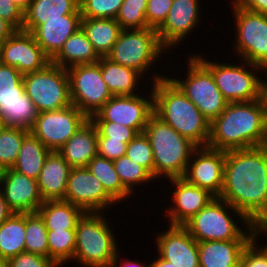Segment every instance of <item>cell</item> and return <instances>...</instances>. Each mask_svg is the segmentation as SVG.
I'll return each mask as SVG.
<instances>
[{"instance_id": "6da1fadb", "label": "cell", "mask_w": 267, "mask_h": 267, "mask_svg": "<svg viewBox=\"0 0 267 267\" xmlns=\"http://www.w3.org/2000/svg\"><path fill=\"white\" fill-rule=\"evenodd\" d=\"M219 198L255 226L267 221V153L261 146L225 152Z\"/></svg>"}, {"instance_id": "7a4b0ae2", "label": "cell", "mask_w": 267, "mask_h": 267, "mask_svg": "<svg viewBox=\"0 0 267 267\" xmlns=\"http://www.w3.org/2000/svg\"><path fill=\"white\" fill-rule=\"evenodd\" d=\"M267 133V108L262 98L229 102L210 123L207 146L221 151L260 147Z\"/></svg>"}, {"instance_id": "3957f363", "label": "cell", "mask_w": 267, "mask_h": 267, "mask_svg": "<svg viewBox=\"0 0 267 267\" xmlns=\"http://www.w3.org/2000/svg\"><path fill=\"white\" fill-rule=\"evenodd\" d=\"M153 72L155 74L151 76L150 87L153 91L154 115L196 147L207 146L210 122L170 79V75Z\"/></svg>"}, {"instance_id": "277c9868", "label": "cell", "mask_w": 267, "mask_h": 267, "mask_svg": "<svg viewBox=\"0 0 267 267\" xmlns=\"http://www.w3.org/2000/svg\"><path fill=\"white\" fill-rule=\"evenodd\" d=\"M234 216H239L237 221ZM238 221L239 223L244 222L241 226L245 227L241 228ZM183 226L198 242L252 240L256 236V226L219 197H215Z\"/></svg>"}, {"instance_id": "5b68a950", "label": "cell", "mask_w": 267, "mask_h": 267, "mask_svg": "<svg viewBox=\"0 0 267 267\" xmlns=\"http://www.w3.org/2000/svg\"><path fill=\"white\" fill-rule=\"evenodd\" d=\"M143 132L152 146L154 178L183 177L196 146L154 114Z\"/></svg>"}, {"instance_id": "8992f818", "label": "cell", "mask_w": 267, "mask_h": 267, "mask_svg": "<svg viewBox=\"0 0 267 267\" xmlns=\"http://www.w3.org/2000/svg\"><path fill=\"white\" fill-rule=\"evenodd\" d=\"M104 212H85L76 226V245L73 262L80 267H109L119 250Z\"/></svg>"}, {"instance_id": "52a82bcc", "label": "cell", "mask_w": 267, "mask_h": 267, "mask_svg": "<svg viewBox=\"0 0 267 267\" xmlns=\"http://www.w3.org/2000/svg\"><path fill=\"white\" fill-rule=\"evenodd\" d=\"M210 71L216 86L229 102H250L261 99L263 68L241 60L240 64L215 62L202 54L195 55ZM260 73V74H259ZM258 74V76H257Z\"/></svg>"}, {"instance_id": "ba28073f", "label": "cell", "mask_w": 267, "mask_h": 267, "mask_svg": "<svg viewBox=\"0 0 267 267\" xmlns=\"http://www.w3.org/2000/svg\"><path fill=\"white\" fill-rule=\"evenodd\" d=\"M154 28L122 29L108 59L138 71L145 79L154 63L167 54Z\"/></svg>"}, {"instance_id": "9c48e42d", "label": "cell", "mask_w": 267, "mask_h": 267, "mask_svg": "<svg viewBox=\"0 0 267 267\" xmlns=\"http://www.w3.org/2000/svg\"><path fill=\"white\" fill-rule=\"evenodd\" d=\"M188 56L189 59L185 63H188L185 71L187 77L183 80L179 77L177 79L176 76L170 79L211 123L224 111L228 101L216 86L211 71L195 56V53Z\"/></svg>"}, {"instance_id": "30bf717a", "label": "cell", "mask_w": 267, "mask_h": 267, "mask_svg": "<svg viewBox=\"0 0 267 267\" xmlns=\"http://www.w3.org/2000/svg\"><path fill=\"white\" fill-rule=\"evenodd\" d=\"M25 93L38 113L58 110L72 104L67 70L53 63L23 75Z\"/></svg>"}, {"instance_id": "8fae6325", "label": "cell", "mask_w": 267, "mask_h": 267, "mask_svg": "<svg viewBox=\"0 0 267 267\" xmlns=\"http://www.w3.org/2000/svg\"><path fill=\"white\" fill-rule=\"evenodd\" d=\"M234 17L233 50L238 58L262 68L267 67V15L231 7Z\"/></svg>"}, {"instance_id": "7c38bea8", "label": "cell", "mask_w": 267, "mask_h": 267, "mask_svg": "<svg viewBox=\"0 0 267 267\" xmlns=\"http://www.w3.org/2000/svg\"><path fill=\"white\" fill-rule=\"evenodd\" d=\"M66 70L71 102L88 118L113 96L103 81L99 62L75 65Z\"/></svg>"}, {"instance_id": "4fadbf2b", "label": "cell", "mask_w": 267, "mask_h": 267, "mask_svg": "<svg viewBox=\"0 0 267 267\" xmlns=\"http://www.w3.org/2000/svg\"><path fill=\"white\" fill-rule=\"evenodd\" d=\"M89 118L71 104L58 110L38 113L30 132L49 150L58 151Z\"/></svg>"}, {"instance_id": "5bb4252c", "label": "cell", "mask_w": 267, "mask_h": 267, "mask_svg": "<svg viewBox=\"0 0 267 267\" xmlns=\"http://www.w3.org/2000/svg\"><path fill=\"white\" fill-rule=\"evenodd\" d=\"M150 95H118L112 96L94 115L91 121H110L125 125L142 133L153 111V91ZM148 98V99H147Z\"/></svg>"}, {"instance_id": "9a60e30c", "label": "cell", "mask_w": 267, "mask_h": 267, "mask_svg": "<svg viewBox=\"0 0 267 267\" xmlns=\"http://www.w3.org/2000/svg\"><path fill=\"white\" fill-rule=\"evenodd\" d=\"M64 201L79 206L85 212L106 213L111 206L118 204L87 167L71 169Z\"/></svg>"}, {"instance_id": "2e32d148", "label": "cell", "mask_w": 267, "mask_h": 267, "mask_svg": "<svg viewBox=\"0 0 267 267\" xmlns=\"http://www.w3.org/2000/svg\"><path fill=\"white\" fill-rule=\"evenodd\" d=\"M200 0H173L165 21L156 29L161 44L171 50L183 43L202 21ZM200 4V5H199ZM201 20V21H200ZM177 46V47H176Z\"/></svg>"}, {"instance_id": "e0dca14e", "label": "cell", "mask_w": 267, "mask_h": 267, "mask_svg": "<svg viewBox=\"0 0 267 267\" xmlns=\"http://www.w3.org/2000/svg\"><path fill=\"white\" fill-rule=\"evenodd\" d=\"M225 151L196 147L182 178L219 197L223 188Z\"/></svg>"}, {"instance_id": "ac0fdd59", "label": "cell", "mask_w": 267, "mask_h": 267, "mask_svg": "<svg viewBox=\"0 0 267 267\" xmlns=\"http://www.w3.org/2000/svg\"><path fill=\"white\" fill-rule=\"evenodd\" d=\"M0 63L15 67L25 75L44 69L51 59L30 32L16 30L2 43Z\"/></svg>"}, {"instance_id": "d6986e66", "label": "cell", "mask_w": 267, "mask_h": 267, "mask_svg": "<svg viewBox=\"0 0 267 267\" xmlns=\"http://www.w3.org/2000/svg\"><path fill=\"white\" fill-rule=\"evenodd\" d=\"M167 181L173 186L170 188L174 189L170 198L172 205L164 209L169 225L183 226L215 198L209 191L190 184L182 177L170 178Z\"/></svg>"}, {"instance_id": "ffe728a7", "label": "cell", "mask_w": 267, "mask_h": 267, "mask_svg": "<svg viewBox=\"0 0 267 267\" xmlns=\"http://www.w3.org/2000/svg\"><path fill=\"white\" fill-rule=\"evenodd\" d=\"M154 240L157 254L173 267H199L198 241L182 225H169Z\"/></svg>"}, {"instance_id": "44dd1931", "label": "cell", "mask_w": 267, "mask_h": 267, "mask_svg": "<svg viewBox=\"0 0 267 267\" xmlns=\"http://www.w3.org/2000/svg\"><path fill=\"white\" fill-rule=\"evenodd\" d=\"M0 188L9 209L13 213L37 212L44 202L38 190L37 180L12 168L4 170Z\"/></svg>"}, {"instance_id": "7402d4cb", "label": "cell", "mask_w": 267, "mask_h": 267, "mask_svg": "<svg viewBox=\"0 0 267 267\" xmlns=\"http://www.w3.org/2000/svg\"><path fill=\"white\" fill-rule=\"evenodd\" d=\"M81 15H63V19L43 20L31 34L44 53L52 59L65 41L81 28Z\"/></svg>"}, {"instance_id": "603a6c76", "label": "cell", "mask_w": 267, "mask_h": 267, "mask_svg": "<svg viewBox=\"0 0 267 267\" xmlns=\"http://www.w3.org/2000/svg\"><path fill=\"white\" fill-rule=\"evenodd\" d=\"M71 169L58 151H52L48 155L37 179L43 201L64 200Z\"/></svg>"}, {"instance_id": "cb8c5ba5", "label": "cell", "mask_w": 267, "mask_h": 267, "mask_svg": "<svg viewBox=\"0 0 267 267\" xmlns=\"http://www.w3.org/2000/svg\"><path fill=\"white\" fill-rule=\"evenodd\" d=\"M97 137V129L89 119L68 139L58 153L72 168L87 167L98 155Z\"/></svg>"}, {"instance_id": "d4e9b609", "label": "cell", "mask_w": 267, "mask_h": 267, "mask_svg": "<svg viewBox=\"0 0 267 267\" xmlns=\"http://www.w3.org/2000/svg\"><path fill=\"white\" fill-rule=\"evenodd\" d=\"M250 241L198 242L199 267H239L241 254Z\"/></svg>"}, {"instance_id": "484cf974", "label": "cell", "mask_w": 267, "mask_h": 267, "mask_svg": "<svg viewBox=\"0 0 267 267\" xmlns=\"http://www.w3.org/2000/svg\"><path fill=\"white\" fill-rule=\"evenodd\" d=\"M63 15H81L79 0H32L22 30L31 33L43 20L63 19Z\"/></svg>"}, {"instance_id": "4316f807", "label": "cell", "mask_w": 267, "mask_h": 267, "mask_svg": "<svg viewBox=\"0 0 267 267\" xmlns=\"http://www.w3.org/2000/svg\"><path fill=\"white\" fill-rule=\"evenodd\" d=\"M103 81L113 96L140 94V81L143 76L135 69L120 65L107 57H100L99 61ZM140 91V92H137Z\"/></svg>"}, {"instance_id": "83f0119b", "label": "cell", "mask_w": 267, "mask_h": 267, "mask_svg": "<svg viewBox=\"0 0 267 267\" xmlns=\"http://www.w3.org/2000/svg\"><path fill=\"white\" fill-rule=\"evenodd\" d=\"M99 59L86 33L80 28L65 41L51 63L68 69L75 65L96 63Z\"/></svg>"}, {"instance_id": "f1b7e54d", "label": "cell", "mask_w": 267, "mask_h": 267, "mask_svg": "<svg viewBox=\"0 0 267 267\" xmlns=\"http://www.w3.org/2000/svg\"><path fill=\"white\" fill-rule=\"evenodd\" d=\"M81 28L99 57H106L122 31L116 19L82 18Z\"/></svg>"}, {"instance_id": "f546056e", "label": "cell", "mask_w": 267, "mask_h": 267, "mask_svg": "<svg viewBox=\"0 0 267 267\" xmlns=\"http://www.w3.org/2000/svg\"><path fill=\"white\" fill-rule=\"evenodd\" d=\"M37 213L42 217L47 230L76 229L77 222L85 211L64 200L44 201Z\"/></svg>"}, {"instance_id": "4dcf8cb0", "label": "cell", "mask_w": 267, "mask_h": 267, "mask_svg": "<svg viewBox=\"0 0 267 267\" xmlns=\"http://www.w3.org/2000/svg\"><path fill=\"white\" fill-rule=\"evenodd\" d=\"M51 152L36 136L29 132L23 140L17 161L12 169L37 180Z\"/></svg>"}, {"instance_id": "1f68e13d", "label": "cell", "mask_w": 267, "mask_h": 267, "mask_svg": "<svg viewBox=\"0 0 267 267\" xmlns=\"http://www.w3.org/2000/svg\"><path fill=\"white\" fill-rule=\"evenodd\" d=\"M87 169L102 183L105 191L117 203L126 202L132 197L133 194L122 184L110 159L97 155L88 163Z\"/></svg>"}, {"instance_id": "d6a6232c", "label": "cell", "mask_w": 267, "mask_h": 267, "mask_svg": "<svg viewBox=\"0 0 267 267\" xmlns=\"http://www.w3.org/2000/svg\"><path fill=\"white\" fill-rule=\"evenodd\" d=\"M25 251V214L13 213L0 225V259Z\"/></svg>"}, {"instance_id": "836d02e7", "label": "cell", "mask_w": 267, "mask_h": 267, "mask_svg": "<svg viewBox=\"0 0 267 267\" xmlns=\"http://www.w3.org/2000/svg\"><path fill=\"white\" fill-rule=\"evenodd\" d=\"M47 242L48 258L52 259L59 267L72 262L76 245L75 229L48 230Z\"/></svg>"}, {"instance_id": "e575fe53", "label": "cell", "mask_w": 267, "mask_h": 267, "mask_svg": "<svg viewBox=\"0 0 267 267\" xmlns=\"http://www.w3.org/2000/svg\"><path fill=\"white\" fill-rule=\"evenodd\" d=\"M38 116V111L24 93L14 105H0V118L5 126L22 127L30 130Z\"/></svg>"}, {"instance_id": "d590c367", "label": "cell", "mask_w": 267, "mask_h": 267, "mask_svg": "<svg viewBox=\"0 0 267 267\" xmlns=\"http://www.w3.org/2000/svg\"><path fill=\"white\" fill-rule=\"evenodd\" d=\"M47 228L37 213H25V252L48 257Z\"/></svg>"}, {"instance_id": "8d00e7d4", "label": "cell", "mask_w": 267, "mask_h": 267, "mask_svg": "<svg viewBox=\"0 0 267 267\" xmlns=\"http://www.w3.org/2000/svg\"><path fill=\"white\" fill-rule=\"evenodd\" d=\"M114 168L122 181V184L135 196L134 189L156 180L153 175L143 166L134 162L126 155L113 161ZM135 187V188H134Z\"/></svg>"}, {"instance_id": "74e56055", "label": "cell", "mask_w": 267, "mask_h": 267, "mask_svg": "<svg viewBox=\"0 0 267 267\" xmlns=\"http://www.w3.org/2000/svg\"><path fill=\"white\" fill-rule=\"evenodd\" d=\"M29 132L22 127L5 126L0 133V166L4 170L16 163L23 140Z\"/></svg>"}, {"instance_id": "f35d334b", "label": "cell", "mask_w": 267, "mask_h": 267, "mask_svg": "<svg viewBox=\"0 0 267 267\" xmlns=\"http://www.w3.org/2000/svg\"><path fill=\"white\" fill-rule=\"evenodd\" d=\"M24 93L23 75L15 67L0 63V105H14Z\"/></svg>"}, {"instance_id": "ab89813d", "label": "cell", "mask_w": 267, "mask_h": 267, "mask_svg": "<svg viewBox=\"0 0 267 267\" xmlns=\"http://www.w3.org/2000/svg\"><path fill=\"white\" fill-rule=\"evenodd\" d=\"M147 2L148 0H124L116 16V20L122 29L150 27L145 17Z\"/></svg>"}, {"instance_id": "60d3db41", "label": "cell", "mask_w": 267, "mask_h": 267, "mask_svg": "<svg viewBox=\"0 0 267 267\" xmlns=\"http://www.w3.org/2000/svg\"><path fill=\"white\" fill-rule=\"evenodd\" d=\"M127 157L145 167L154 177V159L152 146L144 132L138 133L126 148Z\"/></svg>"}, {"instance_id": "b9f144b4", "label": "cell", "mask_w": 267, "mask_h": 267, "mask_svg": "<svg viewBox=\"0 0 267 267\" xmlns=\"http://www.w3.org/2000/svg\"><path fill=\"white\" fill-rule=\"evenodd\" d=\"M82 18L116 19L124 0H79Z\"/></svg>"}, {"instance_id": "7bdbcfd3", "label": "cell", "mask_w": 267, "mask_h": 267, "mask_svg": "<svg viewBox=\"0 0 267 267\" xmlns=\"http://www.w3.org/2000/svg\"><path fill=\"white\" fill-rule=\"evenodd\" d=\"M92 123L97 129L98 136L108 137L110 140H122L128 144L138 134L131 127L110 121H92Z\"/></svg>"}, {"instance_id": "ee69618b", "label": "cell", "mask_w": 267, "mask_h": 267, "mask_svg": "<svg viewBox=\"0 0 267 267\" xmlns=\"http://www.w3.org/2000/svg\"><path fill=\"white\" fill-rule=\"evenodd\" d=\"M257 236L244 248L239 262V267H267V247L265 244L260 246Z\"/></svg>"}, {"instance_id": "f6af8a7d", "label": "cell", "mask_w": 267, "mask_h": 267, "mask_svg": "<svg viewBox=\"0 0 267 267\" xmlns=\"http://www.w3.org/2000/svg\"><path fill=\"white\" fill-rule=\"evenodd\" d=\"M173 0H148L145 17L151 28L157 29L166 19Z\"/></svg>"}, {"instance_id": "bcb514c9", "label": "cell", "mask_w": 267, "mask_h": 267, "mask_svg": "<svg viewBox=\"0 0 267 267\" xmlns=\"http://www.w3.org/2000/svg\"><path fill=\"white\" fill-rule=\"evenodd\" d=\"M10 267H59L52 259L30 252H21L9 258Z\"/></svg>"}, {"instance_id": "7dc6e473", "label": "cell", "mask_w": 267, "mask_h": 267, "mask_svg": "<svg viewBox=\"0 0 267 267\" xmlns=\"http://www.w3.org/2000/svg\"><path fill=\"white\" fill-rule=\"evenodd\" d=\"M127 143L122 140H110L108 137H97L98 156L114 161L126 154Z\"/></svg>"}, {"instance_id": "c3c4849f", "label": "cell", "mask_w": 267, "mask_h": 267, "mask_svg": "<svg viewBox=\"0 0 267 267\" xmlns=\"http://www.w3.org/2000/svg\"><path fill=\"white\" fill-rule=\"evenodd\" d=\"M0 17L10 23L16 30H22L24 12L11 0H0Z\"/></svg>"}, {"instance_id": "681fc988", "label": "cell", "mask_w": 267, "mask_h": 267, "mask_svg": "<svg viewBox=\"0 0 267 267\" xmlns=\"http://www.w3.org/2000/svg\"><path fill=\"white\" fill-rule=\"evenodd\" d=\"M231 7L244 8L267 15V0H230Z\"/></svg>"}, {"instance_id": "f907efd6", "label": "cell", "mask_w": 267, "mask_h": 267, "mask_svg": "<svg viewBox=\"0 0 267 267\" xmlns=\"http://www.w3.org/2000/svg\"><path fill=\"white\" fill-rule=\"evenodd\" d=\"M119 252H120V250H118L117 253L115 254V257L111 261V264L109 267H150V265L148 263L146 265L140 261L137 262L136 260H129V258L126 261L121 262L119 259L120 258Z\"/></svg>"}, {"instance_id": "816d5d0a", "label": "cell", "mask_w": 267, "mask_h": 267, "mask_svg": "<svg viewBox=\"0 0 267 267\" xmlns=\"http://www.w3.org/2000/svg\"><path fill=\"white\" fill-rule=\"evenodd\" d=\"M16 29L7 21L0 17V41L4 42Z\"/></svg>"}, {"instance_id": "f5cc1de1", "label": "cell", "mask_w": 267, "mask_h": 267, "mask_svg": "<svg viewBox=\"0 0 267 267\" xmlns=\"http://www.w3.org/2000/svg\"><path fill=\"white\" fill-rule=\"evenodd\" d=\"M13 212L9 209L7 202L4 199L3 192L0 188V225L4 223Z\"/></svg>"}, {"instance_id": "db71d44e", "label": "cell", "mask_w": 267, "mask_h": 267, "mask_svg": "<svg viewBox=\"0 0 267 267\" xmlns=\"http://www.w3.org/2000/svg\"><path fill=\"white\" fill-rule=\"evenodd\" d=\"M267 67L263 68V72L265 75H267ZM264 80H262V88H261V98L263 102L265 103V107L267 108V76L263 77Z\"/></svg>"}, {"instance_id": "11a10c76", "label": "cell", "mask_w": 267, "mask_h": 267, "mask_svg": "<svg viewBox=\"0 0 267 267\" xmlns=\"http://www.w3.org/2000/svg\"><path fill=\"white\" fill-rule=\"evenodd\" d=\"M149 265L150 267H173L171 262L164 260L159 255Z\"/></svg>"}, {"instance_id": "9f6ffc18", "label": "cell", "mask_w": 267, "mask_h": 267, "mask_svg": "<svg viewBox=\"0 0 267 267\" xmlns=\"http://www.w3.org/2000/svg\"><path fill=\"white\" fill-rule=\"evenodd\" d=\"M267 235V221L260 222L256 225V236L260 239V236ZM267 247V243L265 244Z\"/></svg>"}, {"instance_id": "6f0895ef", "label": "cell", "mask_w": 267, "mask_h": 267, "mask_svg": "<svg viewBox=\"0 0 267 267\" xmlns=\"http://www.w3.org/2000/svg\"><path fill=\"white\" fill-rule=\"evenodd\" d=\"M32 0H11L16 6H18L23 12L29 7Z\"/></svg>"}, {"instance_id": "680465c9", "label": "cell", "mask_w": 267, "mask_h": 267, "mask_svg": "<svg viewBox=\"0 0 267 267\" xmlns=\"http://www.w3.org/2000/svg\"><path fill=\"white\" fill-rule=\"evenodd\" d=\"M267 153V133L265 134L263 144L261 146Z\"/></svg>"}, {"instance_id": "91938a15", "label": "cell", "mask_w": 267, "mask_h": 267, "mask_svg": "<svg viewBox=\"0 0 267 267\" xmlns=\"http://www.w3.org/2000/svg\"><path fill=\"white\" fill-rule=\"evenodd\" d=\"M0 267H10L7 260L0 259Z\"/></svg>"}, {"instance_id": "94428289", "label": "cell", "mask_w": 267, "mask_h": 267, "mask_svg": "<svg viewBox=\"0 0 267 267\" xmlns=\"http://www.w3.org/2000/svg\"><path fill=\"white\" fill-rule=\"evenodd\" d=\"M5 127V123L4 121L0 118V133L2 132V130L4 129Z\"/></svg>"}, {"instance_id": "6125c7cd", "label": "cell", "mask_w": 267, "mask_h": 267, "mask_svg": "<svg viewBox=\"0 0 267 267\" xmlns=\"http://www.w3.org/2000/svg\"><path fill=\"white\" fill-rule=\"evenodd\" d=\"M4 169L0 166V183L3 179Z\"/></svg>"}, {"instance_id": "be15d7a7", "label": "cell", "mask_w": 267, "mask_h": 267, "mask_svg": "<svg viewBox=\"0 0 267 267\" xmlns=\"http://www.w3.org/2000/svg\"><path fill=\"white\" fill-rule=\"evenodd\" d=\"M2 41H0V55H1V49H2Z\"/></svg>"}]
</instances>
